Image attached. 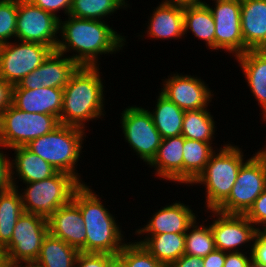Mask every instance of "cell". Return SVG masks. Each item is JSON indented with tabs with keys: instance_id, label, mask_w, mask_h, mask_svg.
<instances>
[{
	"instance_id": "5bb4252c",
	"label": "cell",
	"mask_w": 266,
	"mask_h": 267,
	"mask_svg": "<svg viewBox=\"0 0 266 267\" xmlns=\"http://www.w3.org/2000/svg\"><path fill=\"white\" fill-rule=\"evenodd\" d=\"M211 211L214 213L213 215L218 217L210 225L216 249L224 252H231L233 249L232 252H239L238 249H235L237 246L255 240L260 229L254 228V224L244 214H227L218 210Z\"/></svg>"
},
{
	"instance_id": "4316f807",
	"label": "cell",
	"mask_w": 266,
	"mask_h": 267,
	"mask_svg": "<svg viewBox=\"0 0 266 267\" xmlns=\"http://www.w3.org/2000/svg\"><path fill=\"white\" fill-rule=\"evenodd\" d=\"M149 113L162 139L181 135L185 111L161 93L155 111Z\"/></svg>"
},
{
	"instance_id": "7dc6e473",
	"label": "cell",
	"mask_w": 266,
	"mask_h": 267,
	"mask_svg": "<svg viewBox=\"0 0 266 267\" xmlns=\"http://www.w3.org/2000/svg\"><path fill=\"white\" fill-rule=\"evenodd\" d=\"M23 264H17V265H15V266H12V267H40V266H38L37 264H35L34 262H32V263H25V265L26 266H22Z\"/></svg>"
},
{
	"instance_id": "74e56055",
	"label": "cell",
	"mask_w": 266,
	"mask_h": 267,
	"mask_svg": "<svg viewBox=\"0 0 266 267\" xmlns=\"http://www.w3.org/2000/svg\"><path fill=\"white\" fill-rule=\"evenodd\" d=\"M251 247L252 263L266 266V229L258 231Z\"/></svg>"
},
{
	"instance_id": "f6af8a7d",
	"label": "cell",
	"mask_w": 266,
	"mask_h": 267,
	"mask_svg": "<svg viewBox=\"0 0 266 267\" xmlns=\"http://www.w3.org/2000/svg\"><path fill=\"white\" fill-rule=\"evenodd\" d=\"M163 2L168 3V4L182 5V6L197 5V4L204 3V2H202L200 0H165Z\"/></svg>"
},
{
	"instance_id": "d6986e66",
	"label": "cell",
	"mask_w": 266,
	"mask_h": 267,
	"mask_svg": "<svg viewBox=\"0 0 266 267\" xmlns=\"http://www.w3.org/2000/svg\"><path fill=\"white\" fill-rule=\"evenodd\" d=\"M241 31L244 53L266 49V0H241Z\"/></svg>"
},
{
	"instance_id": "8992f818",
	"label": "cell",
	"mask_w": 266,
	"mask_h": 267,
	"mask_svg": "<svg viewBox=\"0 0 266 267\" xmlns=\"http://www.w3.org/2000/svg\"><path fill=\"white\" fill-rule=\"evenodd\" d=\"M26 184L21 195L24 212L48 219L58 208L73 200L75 191L83 182L70 174L57 172L48 179Z\"/></svg>"
},
{
	"instance_id": "2e32d148",
	"label": "cell",
	"mask_w": 266,
	"mask_h": 267,
	"mask_svg": "<svg viewBox=\"0 0 266 267\" xmlns=\"http://www.w3.org/2000/svg\"><path fill=\"white\" fill-rule=\"evenodd\" d=\"M197 78L178 74L170 76L165 80L161 94L184 111L206 108L212 94L204 81Z\"/></svg>"
},
{
	"instance_id": "e575fe53",
	"label": "cell",
	"mask_w": 266,
	"mask_h": 267,
	"mask_svg": "<svg viewBox=\"0 0 266 267\" xmlns=\"http://www.w3.org/2000/svg\"><path fill=\"white\" fill-rule=\"evenodd\" d=\"M17 0H0V45L16 37Z\"/></svg>"
},
{
	"instance_id": "816d5d0a",
	"label": "cell",
	"mask_w": 266,
	"mask_h": 267,
	"mask_svg": "<svg viewBox=\"0 0 266 267\" xmlns=\"http://www.w3.org/2000/svg\"><path fill=\"white\" fill-rule=\"evenodd\" d=\"M214 1H241V0H214Z\"/></svg>"
},
{
	"instance_id": "f35d334b",
	"label": "cell",
	"mask_w": 266,
	"mask_h": 267,
	"mask_svg": "<svg viewBox=\"0 0 266 267\" xmlns=\"http://www.w3.org/2000/svg\"><path fill=\"white\" fill-rule=\"evenodd\" d=\"M11 169L10 160L6 159L5 154L0 151V193L17 187L13 181L15 173Z\"/></svg>"
},
{
	"instance_id": "30bf717a",
	"label": "cell",
	"mask_w": 266,
	"mask_h": 267,
	"mask_svg": "<svg viewBox=\"0 0 266 267\" xmlns=\"http://www.w3.org/2000/svg\"><path fill=\"white\" fill-rule=\"evenodd\" d=\"M54 50L43 44L21 41L0 45V77L12 86L38 68Z\"/></svg>"
},
{
	"instance_id": "4fadbf2b",
	"label": "cell",
	"mask_w": 266,
	"mask_h": 267,
	"mask_svg": "<svg viewBox=\"0 0 266 267\" xmlns=\"http://www.w3.org/2000/svg\"><path fill=\"white\" fill-rule=\"evenodd\" d=\"M215 8L205 3L215 22V50L226 49L235 56L244 53L241 31V1H215Z\"/></svg>"
},
{
	"instance_id": "d4e9b609",
	"label": "cell",
	"mask_w": 266,
	"mask_h": 267,
	"mask_svg": "<svg viewBox=\"0 0 266 267\" xmlns=\"http://www.w3.org/2000/svg\"><path fill=\"white\" fill-rule=\"evenodd\" d=\"M143 240L137 243L167 266L179 259L185 252V233H161Z\"/></svg>"
},
{
	"instance_id": "8d00e7d4",
	"label": "cell",
	"mask_w": 266,
	"mask_h": 267,
	"mask_svg": "<svg viewBox=\"0 0 266 267\" xmlns=\"http://www.w3.org/2000/svg\"><path fill=\"white\" fill-rule=\"evenodd\" d=\"M114 256L107 253H83L79 252L75 267H106Z\"/></svg>"
},
{
	"instance_id": "b9f144b4",
	"label": "cell",
	"mask_w": 266,
	"mask_h": 267,
	"mask_svg": "<svg viewBox=\"0 0 266 267\" xmlns=\"http://www.w3.org/2000/svg\"><path fill=\"white\" fill-rule=\"evenodd\" d=\"M12 85L0 77V116L12 103Z\"/></svg>"
},
{
	"instance_id": "ee69618b",
	"label": "cell",
	"mask_w": 266,
	"mask_h": 267,
	"mask_svg": "<svg viewBox=\"0 0 266 267\" xmlns=\"http://www.w3.org/2000/svg\"><path fill=\"white\" fill-rule=\"evenodd\" d=\"M167 267H204V264L202 258L184 254Z\"/></svg>"
},
{
	"instance_id": "4dcf8cb0",
	"label": "cell",
	"mask_w": 266,
	"mask_h": 267,
	"mask_svg": "<svg viewBox=\"0 0 266 267\" xmlns=\"http://www.w3.org/2000/svg\"><path fill=\"white\" fill-rule=\"evenodd\" d=\"M215 122L206 108L185 111L181 135L190 140L210 143Z\"/></svg>"
},
{
	"instance_id": "d590c367",
	"label": "cell",
	"mask_w": 266,
	"mask_h": 267,
	"mask_svg": "<svg viewBox=\"0 0 266 267\" xmlns=\"http://www.w3.org/2000/svg\"><path fill=\"white\" fill-rule=\"evenodd\" d=\"M254 225L263 224L266 229V188L265 190L255 199L252 206L244 214Z\"/></svg>"
},
{
	"instance_id": "7bdbcfd3",
	"label": "cell",
	"mask_w": 266,
	"mask_h": 267,
	"mask_svg": "<svg viewBox=\"0 0 266 267\" xmlns=\"http://www.w3.org/2000/svg\"><path fill=\"white\" fill-rule=\"evenodd\" d=\"M202 259L204 267H223L226 260V252L215 248Z\"/></svg>"
},
{
	"instance_id": "bcb514c9",
	"label": "cell",
	"mask_w": 266,
	"mask_h": 267,
	"mask_svg": "<svg viewBox=\"0 0 266 267\" xmlns=\"http://www.w3.org/2000/svg\"><path fill=\"white\" fill-rule=\"evenodd\" d=\"M106 267H124L123 262L117 257L114 256L106 265Z\"/></svg>"
},
{
	"instance_id": "f1b7e54d",
	"label": "cell",
	"mask_w": 266,
	"mask_h": 267,
	"mask_svg": "<svg viewBox=\"0 0 266 267\" xmlns=\"http://www.w3.org/2000/svg\"><path fill=\"white\" fill-rule=\"evenodd\" d=\"M211 144L184 138L183 183L192 184L204 171L211 155L215 152Z\"/></svg>"
},
{
	"instance_id": "1f68e13d",
	"label": "cell",
	"mask_w": 266,
	"mask_h": 267,
	"mask_svg": "<svg viewBox=\"0 0 266 267\" xmlns=\"http://www.w3.org/2000/svg\"><path fill=\"white\" fill-rule=\"evenodd\" d=\"M125 7V0H72L69 15L81 19L101 20Z\"/></svg>"
},
{
	"instance_id": "484cf974",
	"label": "cell",
	"mask_w": 266,
	"mask_h": 267,
	"mask_svg": "<svg viewBox=\"0 0 266 267\" xmlns=\"http://www.w3.org/2000/svg\"><path fill=\"white\" fill-rule=\"evenodd\" d=\"M78 255L76 248L48 233L34 263L40 267H75Z\"/></svg>"
},
{
	"instance_id": "cb8c5ba5",
	"label": "cell",
	"mask_w": 266,
	"mask_h": 267,
	"mask_svg": "<svg viewBox=\"0 0 266 267\" xmlns=\"http://www.w3.org/2000/svg\"><path fill=\"white\" fill-rule=\"evenodd\" d=\"M15 150V161L11 168L16 169L24 183L40 181L54 176L58 171L47 161L33 153L26 146L12 148ZM15 165V166H13Z\"/></svg>"
},
{
	"instance_id": "603a6c76",
	"label": "cell",
	"mask_w": 266,
	"mask_h": 267,
	"mask_svg": "<svg viewBox=\"0 0 266 267\" xmlns=\"http://www.w3.org/2000/svg\"><path fill=\"white\" fill-rule=\"evenodd\" d=\"M150 18L148 34L153 38H180L184 33V6L161 3Z\"/></svg>"
},
{
	"instance_id": "836d02e7",
	"label": "cell",
	"mask_w": 266,
	"mask_h": 267,
	"mask_svg": "<svg viewBox=\"0 0 266 267\" xmlns=\"http://www.w3.org/2000/svg\"><path fill=\"white\" fill-rule=\"evenodd\" d=\"M116 256L123 262L124 267H167L137 242L125 244Z\"/></svg>"
},
{
	"instance_id": "6da1fadb",
	"label": "cell",
	"mask_w": 266,
	"mask_h": 267,
	"mask_svg": "<svg viewBox=\"0 0 266 267\" xmlns=\"http://www.w3.org/2000/svg\"><path fill=\"white\" fill-rule=\"evenodd\" d=\"M68 16L67 21L59 22L62 41L58 40L56 51L61 54L70 48L76 51L79 55L70 58L79 66L97 67L98 54L113 53L124 45L125 38L104 21Z\"/></svg>"
},
{
	"instance_id": "60d3db41",
	"label": "cell",
	"mask_w": 266,
	"mask_h": 267,
	"mask_svg": "<svg viewBox=\"0 0 266 267\" xmlns=\"http://www.w3.org/2000/svg\"><path fill=\"white\" fill-rule=\"evenodd\" d=\"M243 252H227L223 267H249L252 260Z\"/></svg>"
},
{
	"instance_id": "5b68a950",
	"label": "cell",
	"mask_w": 266,
	"mask_h": 267,
	"mask_svg": "<svg viewBox=\"0 0 266 267\" xmlns=\"http://www.w3.org/2000/svg\"><path fill=\"white\" fill-rule=\"evenodd\" d=\"M225 145L211 155L204 171L193 182L206 185L209 210H216L229 196L244 163L243 154L236 146Z\"/></svg>"
},
{
	"instance_id": "ffe728a7",
	"label": "cell",
	"mask_w": 266,
	"mask_h": 267,
	"mask_svg": "<svg viewBox=\"0 0 266 267\" xmlns=\"http://www.w3.org/2000/svg\"><path fill=\"white\" fill-rule=\"evenodd\" d=\"M195 213L183 203H173L160 209L138 234L186 233L196 221Z\"/></svg>"
},
{
	"instance_id": "44dd1931",
	"label": "cell",
	"mask_w": 266,
	"mask_h": 267,
	"mask_svg": "<svg viewBox=\"0 0 266 267\" xmlns=\"http://www.w3.org/2000/svg\"><path fill=\"white\" fill-rule=\"evenodd\" d=\"M183 145L182 135L162 139L156 156L149 163L157 168V175L183 183Z\"/></svg>"
},
{
	"instance_id": "8fae6325",
	"label": "cell",
	"mask_w": 266,
	"mask_h": 267,
	"mask_svg": "<svg viewBox=\"0 0 266 267\" xmlns=\"http://www.w3.org/2000/svg\"><path fill=\"white\" fill-rule=\"evenodd\" d=\"M59 22V17L30 0H17L16 37L20 41L43 44L56 51Z\"/></svg>"
},
{
	"instance_id": "7402d4cb",
	"label": "cell",
	"mask_w": 266,
	"mask_h": 267,
	"mask_svg": "<svg viewBox=\"0 0 266 267\" xmlns=\"http://www.w3.org/2000/svg\"><path fill=\"white\" fill-rule=\"evenodd\" d=\"M253 96L266 114V49H250L236 56Z\"/></svg>"
},
{
	"instance_id": "9c48e42d",
	"label": "cell",
	"mask_w": 266,
	"mask_h": 267,
	"mask_svg": "<svg viewBox=\"0 0 266 267\" xmlns=\"http://www.w3.org/2000/svg\"><path fill=\"white\" fill-rule=\"evenodd\" d=\"M48 233L45 217L24 212L17 220L10 242L2 249L6 266L35 262Z\"/></svg>"
},
{
	"instance_id": "277c9868",
	"label": "cell",
	"mask_w": 266,
	"mask_h": 267,
	"mask_svg": "<svg viewBox=\"0 0 266 267\" xmlns=\"http://www.w3.org/2000/svg\"><path fill=\"white\" fill-rule=\"evenodd\" d=\"M83 131L76 126L60 124L52 132L32 140L26 147L58 172L70 174L79 180L74 165L80 156Z\"/></svg>"
},
{
	"instance_id": "83f0119b",
	"label": "cell",
	"mask_w": 266,
	"mask_h": 267,
	"mask_svg": "<svg viewBox=\"0 0 266 267\" xmlns=\"http://www.w3.org/2000/svg\"><path fill=\"white\" fill-rule=\"evenodd\" d=\"M191 29L194 35L215 49V22L209 7L204 3L184 6V33Z\"/></svg>"
},
{
	"instance_id": "ba28073f",
	"label": "cell",
	"mask_w": 266,
	"mask_h": 267,
	"mask_svg": "<svg viewBox=\"0 0 266 267\" xmlns=\"http://www.w3.org/2000/svg\"><path fill=\"white\" fill-rule=\"evenodd\" d=\"M265 188L266 153L258 151L242 164L228 198L216 210L245 214Z\"/></svg>"
},
{
	"instance_id": "f546056e",
	"label": "cell",
	"mask_w": 266,
	"mask_h": 267,
	"mask_svg": "<svg viewBox=\"0 0 266 267\" xmlns=\"http://www.w3.org/2000/svg\"><path fill=\"white\" fill-rule=\"evenodd\" d=\"M16 188L0 193V248L11 240L18 218L24 213L21 194Z\"/></svg>"
},
{
	"instance_id": "7c38bea8",
	"label": "cell",
	"mask_w": 266,
	"mask_h": 267,
	"mask_svg": "<svg viewBox=\"0 0 266 267\" xmlns=\"http://www.w3.org/2000/svg\"><path fill=\"white\" fill-rule=\"evenodd\" d=\"M121 121L125 139L139 157L149 164L162 141L151 114L142 107L132 106L123 111Z\"/></svg>"
},
{
	"instance_id": "c3c4849f",
	"label": "cell",
	"mask_w": 266,
	"mask_h": 267,
	"mask_svg": "<svg viewBox=\"0 0 266 267\" xmlns=\"http://www.w3.org/2000/svg\"><path fill=\"white\" fill-rule=\"evenodd\" d=\"M0 267H7L4 254H0Z\"/></svg>"
},
{
	"instance_id": "ac0fdd59",
	"label": "cell",
	"mask_w": 266,
	"mask_h": 267,
	"mask_svg": "<svg viewBox=\"0 0 266 267\" xmlns=\"http://www.w3.org/2000/svg\"><path fill=\"white\" fill-rule=\"evenodd\" d=\"M12 104L27 113L50 114L60 118L63 106L62 88H12Z\"/></svg>"
},
{
	"instance_id": "e0dca14e",
	"label": "cell",
	"mask_w": 266,
	"mask_h": 267,
	"mask_svg": "<svg viewBox=\"0 0 266 267\" xmlns=\"http://www.w3.org/2000/svg\"><path fill=\"white\" fill-rule=\"evenodd\" d=\"M47 223L50 235L85 253L86 229L80 208L73 201L58 208Z\"/></svg>"
},
{
	"instance_id": "9a60e30c",
	"label": "cell",
	"mask_w": 266,
	"mask_h": 267,
	"mask_svg": "<svg viewBox=\"0 0 266 267\" xmlns=\"http://www.w3.org/2000/svg\"><path fill=\"white\" fill-rule=\"evenodd\" d=\"M64 54L53 51L47 59L33 72L26 75L18 84L12 88L38 89L64 88L71 76L80 67L70 57L61 58Z\"/></svg>"
},
{
	"instance_id": "7a4b0ae2",
	"label": "cell",
	"mask_w": 266,
	"mask_h": 267,
	"mask_svg": "<svg viewBox=\"0 0 266 267\" xmlns=\"http://www.w3.org/2000/svg\"><path fill=\"white\" fill-rule=\"evenodd\" d=\"M98 70V67L80 66L71 76L63 88L60 124L84 129L85 121L103 115L104 90Z\"/></svg>"
},
{
	"instance_id": "3957f363",
	"label": "cell",
	"mask_w": 266,
	"mask_h": 267,
	"mask_svg": "<svg viewBox=\"0 0 266 267\" xmlns=\"http://www.w3.org/2000/svg\"><path fill=\"white\" fill-rule=\"evenodd\" d=\"M97 196L85 184L73 195L72 201L80 208L86 229L85 253L116 256L126 243L121 242V230Z\"/></svg>"
},
{
	"instance_id": "52a82bcc",
	"label": "cell",
	"mask_w": 266,
	"mask_h": 267,
	"mask_svg": "<svg viewBox=\"0 0 266 267\" xmlns=\"http://www.w3.org/2000/svg\"><path fill=\"white\" fill-rule=\"evenodd\" d=\"M59 125V119L54 115L27 113L11 103L0 116V147L27 146Z\"/></svg>"
},
{
	"instance_id": "f907efd6",
	"label": "cell",
	"mask_w": 266,
	"mask_h": 267,
	"mask_svg": "<svg viewBox=\"0 0 266 267\" xmlns=\"http://www.w3.org/2000/svg\"><path fill=\"white\" fill-rule=\"evenodd\" d=\"M249 267H262V266L255 265V264L251 263Z\"/></svg>"
},
{
	"instance_id": "681fc988",
	"label": "cell",
	"mask_w": 266,
	"mask_h": 267,
	"mask_svg": "<svg viewBox=\"0 0 266 267\" xmlns=\"http://www.w3.org/2000/svg\"><path fill=\"white\" fill-rule=\"evenodd\" d=\"M263 119H264V121H266V114L264 115ZM259 151H261L263 153H266V147H265V150L262 149V150H259Z\"/></svg>"
},
{
	"instance_id": "ab89813d",
	"label": "cell",
	"mask_w": 266,
	"mask_h": 267,
	"mask_svg": "<svg viewBox=\"0 0 266 267\" xmlns=\"http://www.w3.org/2000/svg\"><path fill=\"white\" fill-rule=\"evenodd\" d=\"M34 5L42 8L43 10L56 15V11L63 10L69 15L72 0H30Z\"/></svg>"
},
{
	"instance_id": "d6a6232c",
	"label": "cell",
	"mask_w": 266,
	"mask_h": 267,
	"mask_svg": "<svg viewBox=\"0 0 266 267\" xmlns=\"http://www.w3.org/2000/svg\"><path fill=\"white\" fill-rule=\"evenodd\" d=\"M195 223L192 224L193 230L185 233L184 254L204 258L215 249L213 233L210 225L199 227Z\"/></svg>"
}]
</instances>
